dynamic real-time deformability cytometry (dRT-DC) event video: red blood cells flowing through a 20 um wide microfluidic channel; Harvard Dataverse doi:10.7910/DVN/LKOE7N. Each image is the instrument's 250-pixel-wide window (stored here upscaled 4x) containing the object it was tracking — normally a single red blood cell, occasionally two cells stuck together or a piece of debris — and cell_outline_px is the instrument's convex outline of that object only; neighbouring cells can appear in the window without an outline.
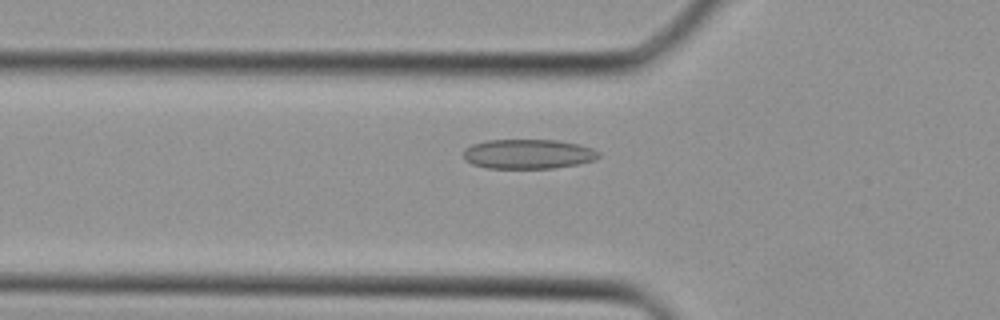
{"species": "Egyptian fruit bat (a non-hibernating species)", "species_latin": "Rousettus aegyptiacus", "temperature_condition": "cold", "stored_images_in_passage": 29, "camera_frame_rate_fps": 3000, "um_per_image_px": 0.085, "animal": {"sex": "female"}, "frame": {"image": 1, "passage_image": 3, "time_ms": 0.667, "image_size_px": [1000, 320], "cell_outline_px": [[600, 156], [596, 160], [576, 164], [552, 168], [488, 168], [472, 164], [464, 160], [464, 148], [472, 144], [488, 140], [556, 140], [580, 144], [592, 148], [600, 152]], "centroid_in_image_um": [44.9, 13.09], "position_along_channel_um": 80.9, "area_um2": 23.41}}
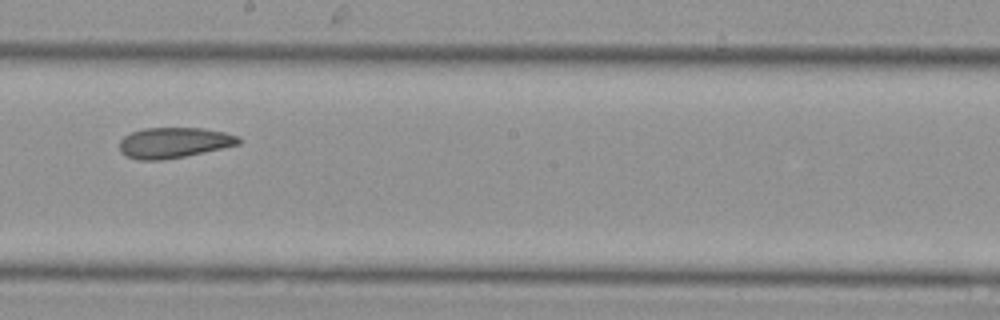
{"frame": {"image": 2, "passage_image": 12, "time_ms": 3.667, "image_size_px": [1000, 320], "cell_outline_px": [[244, 140], [240, 144], [184, 156], [160, 160], [140, 160], [128, 156], [120, 152], [120, 140], [124, 136], [132, 132], [144, 128], [204, 128], [224, 132], [240, 136]], "centroid_in_image_um": [14.82, 12.11], "position_along_channel_um": 233.4, "area_um2": 21.15}}
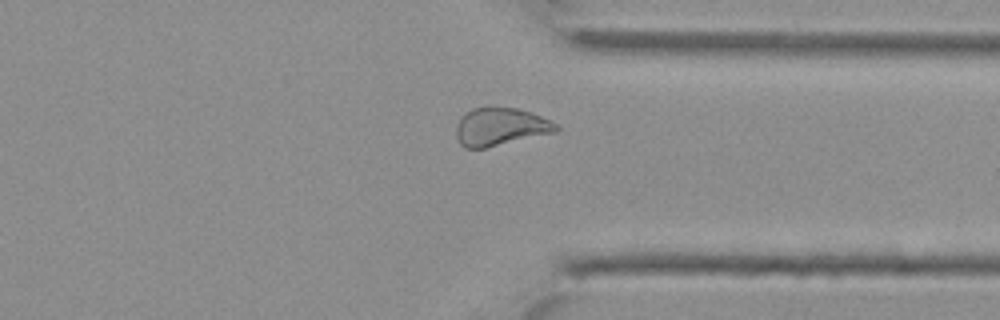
{"frame": {"image": 3, "passage_image": 20, "time_ms": 6.333, "image_size_px": [1000, 320], "cell_outline_px": [[560, 128], [556, 132], [484, 148], [464, 148], [460, 144], [456, 136], [456, 124], [460, 116], [464, 112], [472, 108], [488, 104], [492, 104], [516, 108], [532, 112], [556, 124]], "centroid_in_image_um": [42.47, 10.72], "position_along_channel_um": 368.9, "area_um2": 22.66}}